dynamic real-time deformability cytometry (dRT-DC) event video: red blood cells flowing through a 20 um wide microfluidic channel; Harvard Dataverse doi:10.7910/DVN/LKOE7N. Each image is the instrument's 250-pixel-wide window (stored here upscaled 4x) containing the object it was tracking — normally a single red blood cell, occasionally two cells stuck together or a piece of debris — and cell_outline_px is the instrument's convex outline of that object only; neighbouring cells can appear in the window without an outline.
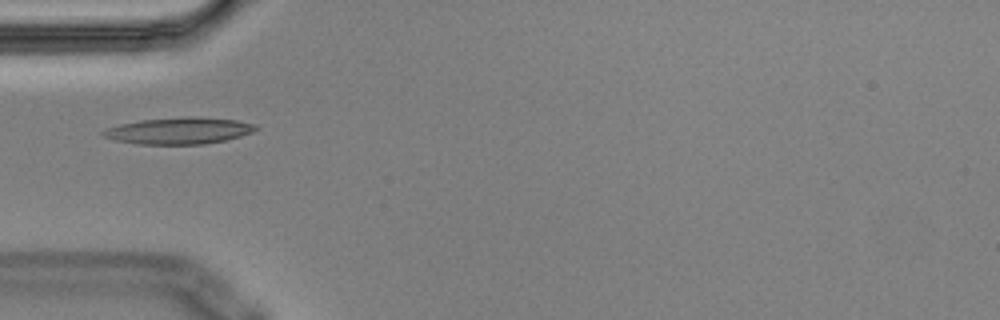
{"species": "Egyptian fruit bat (a non-hibernating species)", "species_latin": "Rousettus aegyptiacus", "temperature_condition": "cold", "stored_images_in_passage": 8, "camera_frame_rate_fps": 3000, "um_per_image_px": 0.085, "animal": {"sex": "male"}, "frame": {"image": 1, "passage_image": 5, "time_ms": 1.333, "image_size_px": [1000, 320], "cell_outline_px": [[260, 128], [252, 132], [240, 136], [224, 140], [204, 144], [136, 144], [116, 140], [104, 136], [100, 132], [108, 128], [120, 124], [140, 120], [184, 116], [192, 116], [236, 120], [256, 124]], "centroid_in_image_um": [15.23, 11.1], "position_along_channel_um": 69.8, "area_um2": 23.64}}
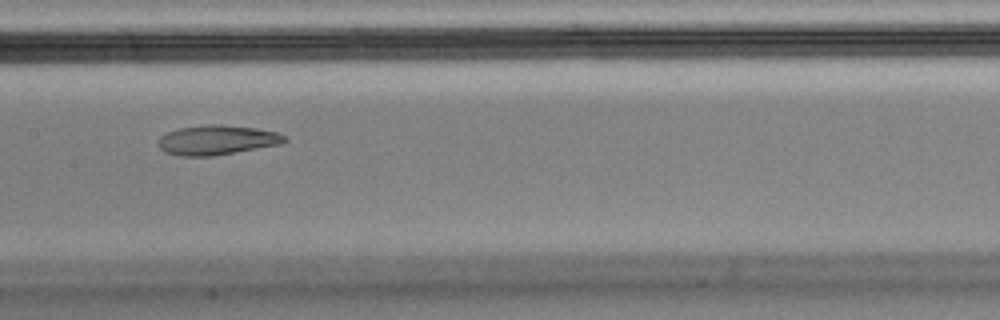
{"frame": {"image": 2, "passage_image": 8, "time_ms": 2.333, "image_size_px": [1000, 320], "cell_outline_px": [[288, 140], [280, 144], [212, 156], [180, 156], [164, 152], [156, 144], [160, 136], [168, 132], [180, 128], [208, 124], [220, 124], [256, 128], [276, 132], [284, 136]], "centroid_in_image_um": [18.39, 11.9], "position_along_channel_um": 189.0, "area_um2": 21.73}}